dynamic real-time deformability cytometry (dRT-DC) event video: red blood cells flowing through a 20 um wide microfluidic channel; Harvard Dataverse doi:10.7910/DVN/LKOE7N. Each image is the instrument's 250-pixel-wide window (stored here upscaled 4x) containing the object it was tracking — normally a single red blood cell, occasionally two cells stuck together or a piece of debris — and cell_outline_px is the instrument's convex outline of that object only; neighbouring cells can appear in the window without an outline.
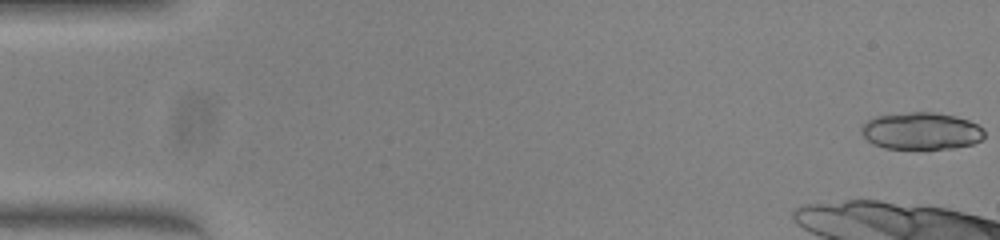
{"species": "common noctule bat (a hibernating species)", "species_latin": "Nyctalus noctula", "temperature_condition": "warm", "stored_images_in_passage": 12, "camera_frame_rate_fps": 3000, "um_per_image_px": 0.085, "animal": {"sex": "female", "body_mass_g": 23.0, "forearm_length_mm": 53.4}, "frame": {"image": 1, "passage_image": 1, "time_ms": 0.0, "image_size_px": [1000, 240], "cell_outline_px": [[984, 136], [980, 140], [972, 144], [952, 148], [884, 148], [872, 144], [860, 132], [860, 128], [868, 120], [876, 116], [908, 112], [936, 112], [956, 116], [968, 120], [984, 128]], "centroid_in_image_um": [78.3, 11.12], "position_along_channel_um": 6.7, "area_um2": 26.59}}